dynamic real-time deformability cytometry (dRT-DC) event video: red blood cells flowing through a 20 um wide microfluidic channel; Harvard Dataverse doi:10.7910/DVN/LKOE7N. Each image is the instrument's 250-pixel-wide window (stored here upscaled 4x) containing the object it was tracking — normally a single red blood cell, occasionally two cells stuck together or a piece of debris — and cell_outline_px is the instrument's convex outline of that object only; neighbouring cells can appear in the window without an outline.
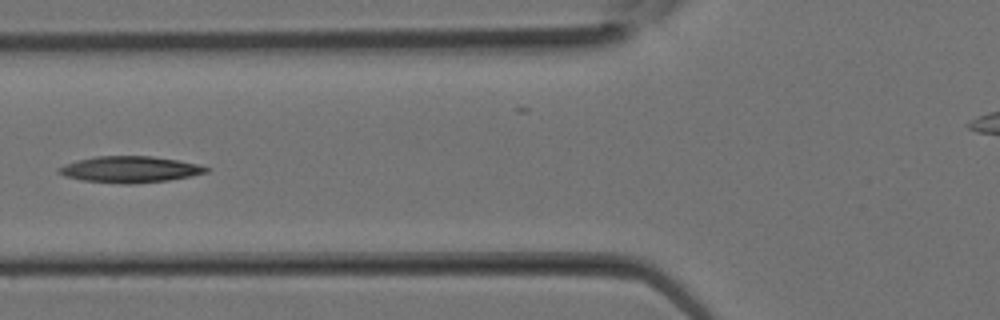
{"species": "Egyptian fruit bat (a non-hibernating species)", "species_latin": "Rousettus aegyptiacus", "temperature_condition": "room temperature", "stored_images_in_passage": 12, "camera_frame_rate_fps": 3000, "um_per_image_px": 0.085, "animal": {"sex": "female"}, "frame": {"image": 1, "passage_image": 10, "time_ms": 3.0, "image_size_px": [1000, 320], "cell_outline_px": [[212, 168], [208, 172], [192, 176], [168, 180], [132, 184], [124, 184], [80, 180], [64, 176], [56, 172], [56, 168], [64, 164], [76, 160], [96, 156], [152, 156], [200, 164]], "centroid_in_image_um": [11.03, 14.4], "position_along_channel_um": 114.8, "area_um2": 22.89}}